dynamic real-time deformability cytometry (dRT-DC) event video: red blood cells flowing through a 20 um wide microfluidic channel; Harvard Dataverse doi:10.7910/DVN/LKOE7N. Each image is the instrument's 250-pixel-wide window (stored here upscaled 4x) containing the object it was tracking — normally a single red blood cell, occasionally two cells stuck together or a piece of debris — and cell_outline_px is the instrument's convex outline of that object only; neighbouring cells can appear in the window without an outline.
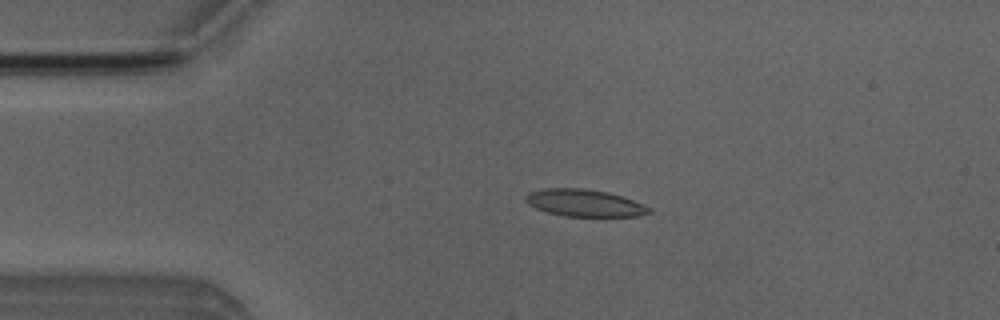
{"species": "Egyptian fruit bat (a non-hibernating species)", "species_latin": "Rousettus aegyptiacus", "temperature_condition": "room temperature", "stored_images_in_passage": 5, "camera_frame_rate_fps": 3000, "um_per_image_px": 0.085, "animal": {"sex": "male"}, "frame": {"image": 1, "passage_image": 3, "time_ms": 3.0, "image_size_px": [1000, 320], "cell_outline_px": [[652, 212], [636, 216], [564, 216], [548, 212], [536, 208], [528, 204], [524, 200], [524, 196], [528, 192], [544, 188], [584, 188], [608, 192], [644, 204], [652, 208]], "centroid_in_image_um": [49.65, 17.24], "position_along_channel_um": 35.3, "area_um2": 19.54}}